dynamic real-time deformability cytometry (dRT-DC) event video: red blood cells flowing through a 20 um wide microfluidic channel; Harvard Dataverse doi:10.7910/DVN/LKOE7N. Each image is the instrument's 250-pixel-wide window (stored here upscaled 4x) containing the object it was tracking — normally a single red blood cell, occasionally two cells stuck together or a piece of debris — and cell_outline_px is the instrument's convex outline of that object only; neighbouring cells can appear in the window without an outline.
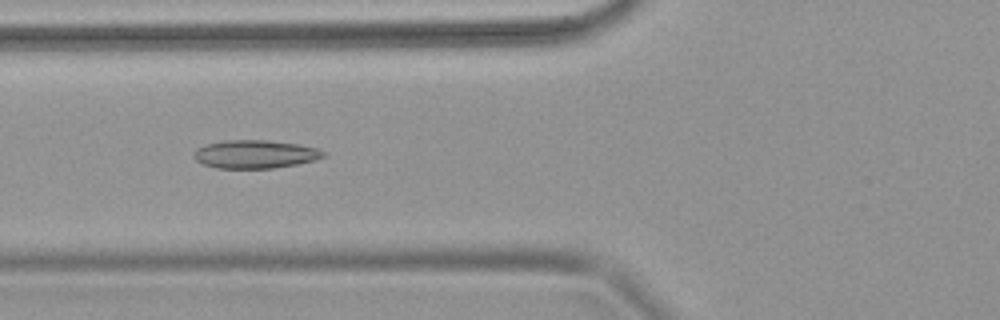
{"species": "common noctule bat (a hibernating species)", "species_latin": "Nyctalus noctula", "temperature_condition": "warm", "stored_images_in_passage": 9, "camera_frame_rate_fps": 3000, "um_per_image_px": 0.085, "animal": {"sex": "female", "body_mass_g": 18.4}, "frame": {"image": 1, "passage_image": 8, "time_ms": 2.333, "image_size_px": [1000, 320], "cell_outline_px": [[328, 152], [324, 156], [316, 160], [296, 164], [272, 168], [216, 168], [204, 164], [196, 160], [192, 156], [192, 152], [196, 148], [204, 144], [224, 140], [264, 140], [300, 144], [316, 148]], "centroid_in_image_um": [21.66, 13.1], "position_along_channel_um": 104.1, "area_um2": 21.5}}